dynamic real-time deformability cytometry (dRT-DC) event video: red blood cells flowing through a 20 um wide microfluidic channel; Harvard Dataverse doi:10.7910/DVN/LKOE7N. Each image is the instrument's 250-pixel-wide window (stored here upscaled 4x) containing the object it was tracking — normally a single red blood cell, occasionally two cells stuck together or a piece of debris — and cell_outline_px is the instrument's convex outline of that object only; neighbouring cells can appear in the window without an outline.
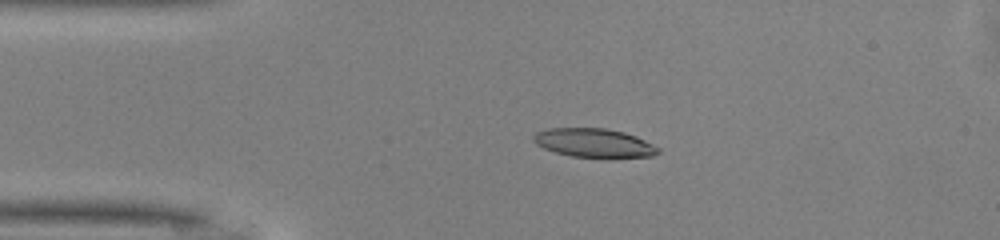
{"species": "common noctule bat (a hibernating species)", "species_latin": "Nyctalus noctula", "temperature_condition": "warm", "stored_images_in_passage": 42, "camera_frame_rate_fps": 3000, "um_per_image_px": 0.085, "animal": {"sex": "male", "body_mass_g": 13.0, "forearm_length_mm": 53.1}, "frame": {"image": 1, "passage_image": 3, "time_ms": 0.667, "image_size_px": [1000, 240], "cell_outline_px": [[660, 152], [652, 156], [608, 160], [604, 160], [572, 156], [556, 152], [544, 148], [536, 144], [532, 140], [532, 136], [536, 132], [548, 128], [604, 128], [624, 132], [636, 136], [660, 148]], "centroid_in_image_um": [50.53, 12.19], "position_along_channel_um": 34.5, "area_um2": 21.68}}
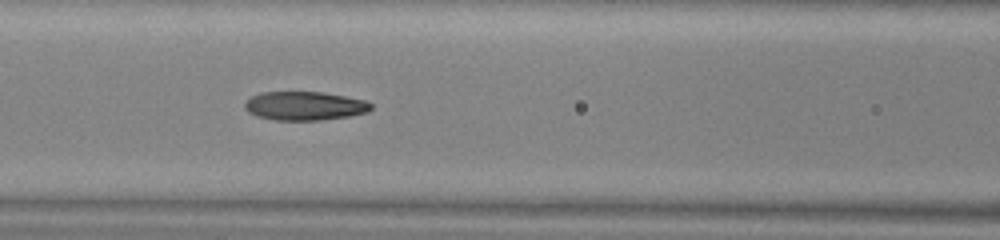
{"frame": {"image": 2, "passage_image": 13, "time_ms": 4.0, "image_size_px": [1000, 240], "cell_outline_px": [[372, 108], [368, 112], [348, 116], [320, 120], [276, 120], [256, 116], [248, 112], [244, 108], [244, 104], [252, 96], [260, 92], [320, 92], [344, 96], [364, 100], [372, 104]], "centroid_in_image_um": [25.88, 9.0], "position_along_channel_um": 140.7, "area_um2": 21.04}}
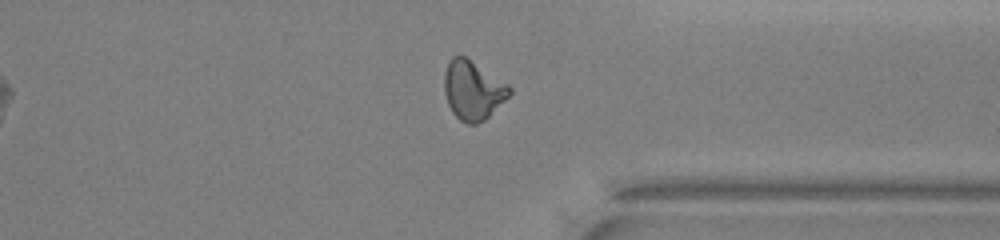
{"frame": {"image": 3, "passage_image": 30, "time_ms": 9.667, "image_size_px": [1000, 240], "cell_outline_px": [[512, 92], [484, 120], [476, 124], [468, 124], [460, 120], [452, 112], [448, 104], [444, 92], [444, 72], [448, 60], [452, 56], [464, 56], [508, 84], [512, 88]], "centroid_in_image_um": [40.16, 7.66], "position_along_channel_um": 371.2, "area_um2": 22.2}, "authors_computed_cell_mechanics": {"area_um2": 21.5594, "velocity_mm_per_s": 4.1546, "shape_relaxation_time_tau1_ms": 10.1171, "shape_relaxation_time_tau2_ms": 1.9303, "deformation_change_tau1": 0.3004, "deformation_change_tau2": 0.1007}}